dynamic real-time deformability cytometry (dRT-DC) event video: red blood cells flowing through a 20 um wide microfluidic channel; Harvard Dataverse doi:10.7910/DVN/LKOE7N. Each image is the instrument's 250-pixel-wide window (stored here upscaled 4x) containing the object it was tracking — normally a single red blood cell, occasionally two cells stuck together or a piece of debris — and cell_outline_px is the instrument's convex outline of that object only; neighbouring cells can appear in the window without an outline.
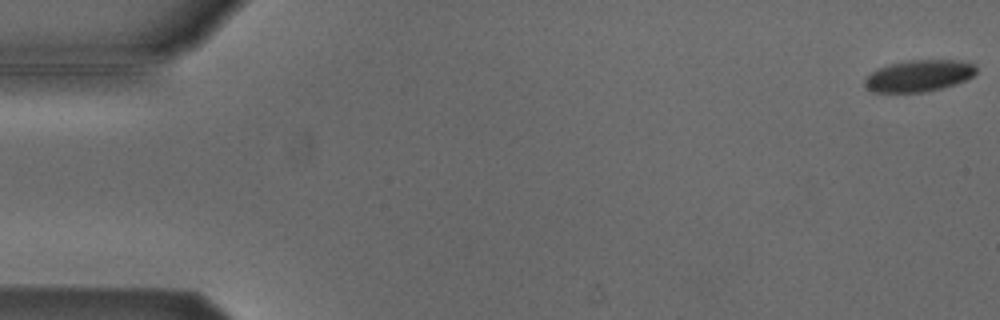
{"species": "Egyptian fruit bat (a non-hibernating species)", "species_latin": "Rousettus aegyptiacus", "temperature_condition": "cold", "stored_images_in_passage": 54, "camera_frame_rate_fps": 3000, "um_per_image_px": 0.085, "animal": {"sex": "male"}, "frame": {"image": 1, "passage_image": 1, "time_ms": 0.0, "image_size_px": [1000, 320], "cell_outline_px": [[976, 72], [972, 76], [956, 84], [924, 92], [872, 92], [864, 88], [864, 80], [876, 68], [888, 64], [908, 60], [968, 60], [976, 64]], "centroid_in_image_um": [78.1, 6.43], "position_along_channel_um": 6.9, "area_um2": 20.81}}
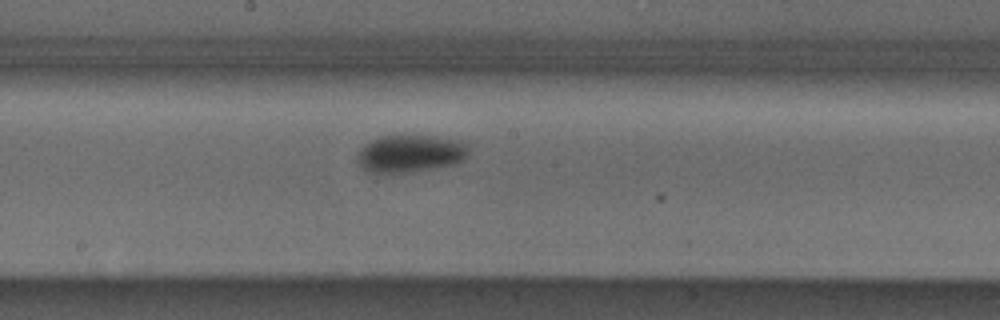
{"frame": {"image": 2, "passage_image": 29, "time_ms": 9.333, "image_size_px": [1000, 320], "cell_outline_px": [[468, 156], [456, 164], [412, 172], [368, 172], [356, 160], [356, 152], [364, 144], [380, 136], [404, 132], [468, 140]], "centroid_in_image_um": [34.91, 12.98], "position_along_channel_um": 213.3, "area_um2": 25.49}}
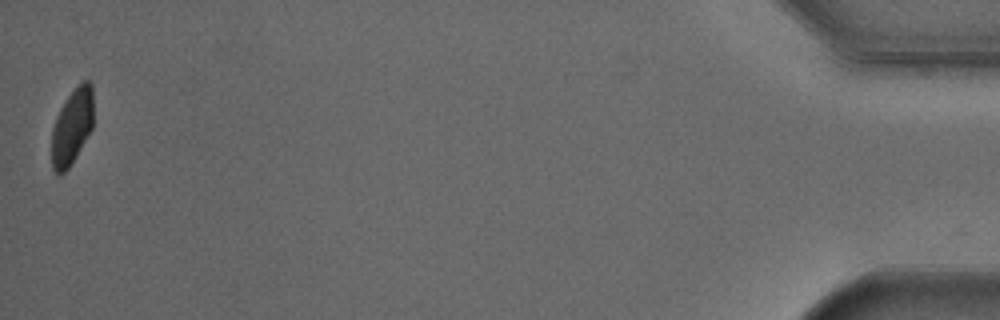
{"frame": {"image": 3, "passage_image": 54, "time_ms": 17.667, "image_size_px": [1000, 320], "cell_outline_px": [[92, 128], [68, 168], [60, 176], [52, 168], [52, 128], [56, 116], [64, 100], [84, 80], [88, 80], [92, 84]], "centroid_in_image_um": [6.1, 10.76], "position_along_channel_um": 429.1, "area_um2": 18.09}, "authors_computed_cell_mechanics": {"area_um2": 22.253, "velocity_mm_per_s": 3.7868, "shape_relaxation_time_tau1_ms": 2.5478, "shape_relaxation_time_tau2_ms": null, "deformation_change_tau1": 0.0809, "deformation_change_tau2": null}}